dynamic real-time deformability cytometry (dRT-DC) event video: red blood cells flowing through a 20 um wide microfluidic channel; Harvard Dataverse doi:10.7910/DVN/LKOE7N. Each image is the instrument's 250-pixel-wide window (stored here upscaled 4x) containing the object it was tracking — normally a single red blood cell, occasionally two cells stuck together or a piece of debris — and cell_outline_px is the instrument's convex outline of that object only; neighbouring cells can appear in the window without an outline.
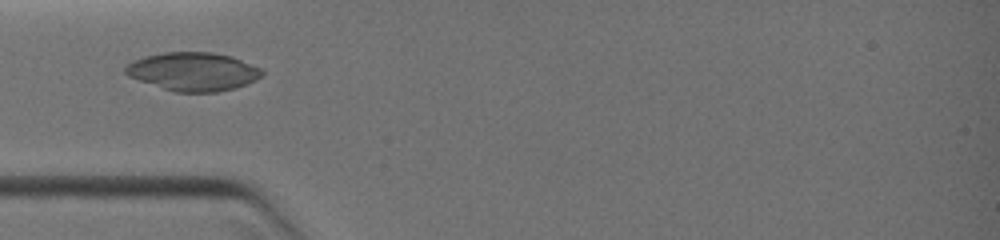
{"species": "common noctule bat (a hibernating species)", "species_latin": "Nyctalus noctula", "temperature_condition": "warm", "stored_images_in_passage": 5, "camera_frame_rate_fps": 3000, "um_per_image_px": 0.085, "animal": {"sex": "female", "body_mass_g": 19.0, "forearm_length_mm": 51.5}, "frame": {"image": 1, "passage_image": 1, "time_ms": 0.0, "image_size_px": [1000, 240], "cell_outline_px": [[264, 76], [256, 80], [236, 88], [216, 92], [176, 92], [128, 76], [124, 72], [124, 68], [132, 60], [144, 56], [164, 52], [212, 52], [232, 56], [264, 68]], "centroid_in_image_um": [16.48, 6.07], "position_along_channel_um": 68.5, "area_um2": 30.81}}
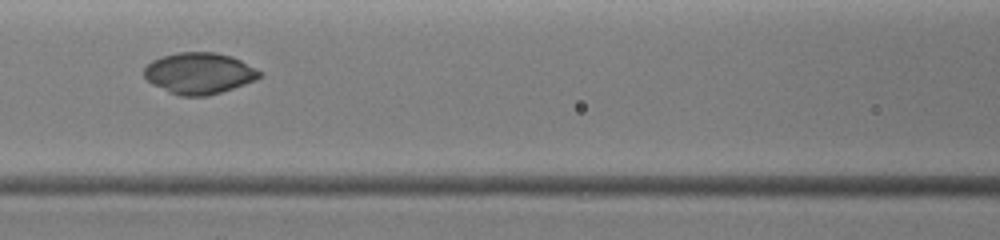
{"frame": {"image": 2, "passage_image": 4, "time_ms": 1.667, "image_size_px": [1000, 240], "cell_outline_px": [[264, 76], [256, 80], [208, 96], [180, 96], [168, 92], [152, 84], [144, 76], [144, 68], [152, 60], [160, 56], [176, 52], [216, 52], [232, 56], [264, 72]], "centroid_in_image_um": [16.94, 6.22], "position_along_channel_um": 149.7, "area_um2": 28.03}}
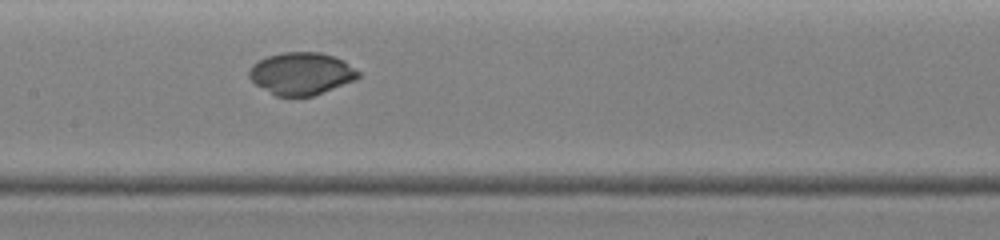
{"frame": {"image": 3, "passage_image": 5, "time_ms": 2.333, "image_size_px": [1000, 240], "cell_outline_px": [[360, 76], [356, 80], [312, 96], [276, 96], [256, 84], [248, 76], [248, 68], [252, 64], [268, 56], [284, 52], [320, 52], [344, 60], [360, 72]], "centroid_in_image_um": [25.62, 6.25], "position_along_channel_um": 181.8, "area_um2": 26.88}}